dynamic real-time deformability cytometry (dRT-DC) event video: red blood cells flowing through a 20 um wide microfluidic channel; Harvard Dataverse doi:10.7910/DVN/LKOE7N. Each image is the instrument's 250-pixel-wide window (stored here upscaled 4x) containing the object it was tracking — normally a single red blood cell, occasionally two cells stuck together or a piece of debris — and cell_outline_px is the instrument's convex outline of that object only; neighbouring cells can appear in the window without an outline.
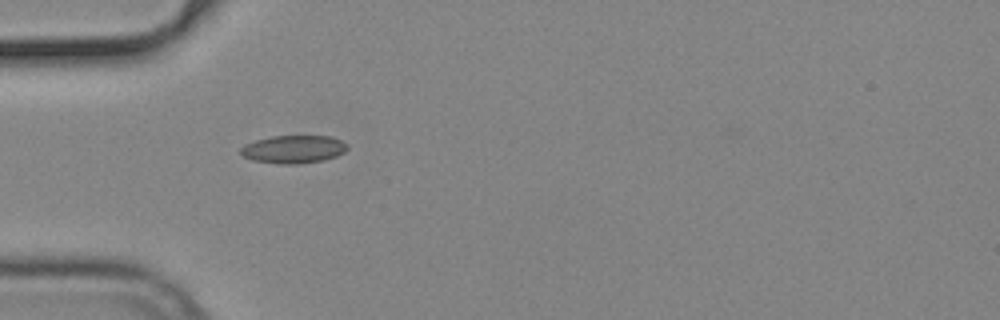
{"species": "common noctule bat (a hibernating species)", "species_latin": "Nyctalus noctula", "temperature_condition": "cold", "stored_images_in_passage": 39, "camera_frame_rate_fps": 3000, "um_per_image_px": 0.085, "animal": {"sex": "male", "body_mass_g": 19.2, "forearm_length_mm": 51.8}, "frame": {"image": 1, "passage_image": 1, "time_ms": 0.0, "image_size_px": [1000, 320], "cell_outline_px": [[348, 148], [344, 152], [336, 156], [324, 160], [296, 164], [276, 164], [252, 160], [244, 156], [240, 152], [240, 148], [244, 144], [256, 140], [272, 136], [332, 136], [348, 144]], "centroid_in_image_um": [24.95, 12.69], "position_along_channel_um": 60.1, "area_um2": 17.46}}
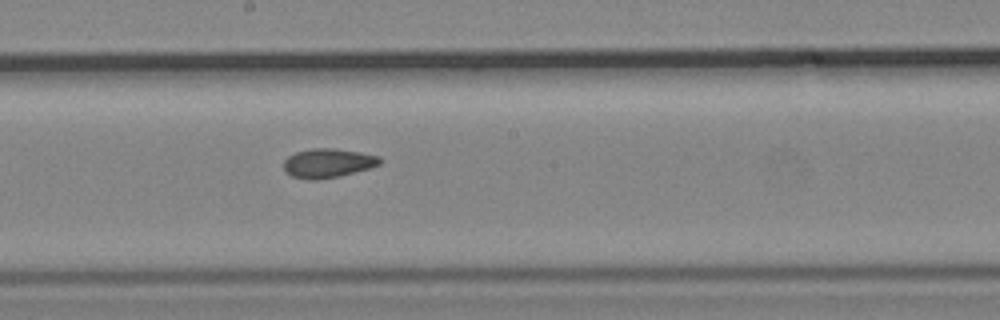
{"frame": {"image": 2, "passage_image": 14, "time_ms": 4.333, "image_size_px": [1000, 320], "cell_outline_px": [[384, 160], [380, 164], [368, 168], [340, 176], [316, 180], [312, 180], [292, 176], [284, 172], [284, 160], [288, 156], [296, 152], [312, 148], [332, 148], [360, 152], [380, 156]], "centroid_in_image_um": [27.87, 13.86], "position_along_channel_um": 220.3, "area_um2": 16.36}}
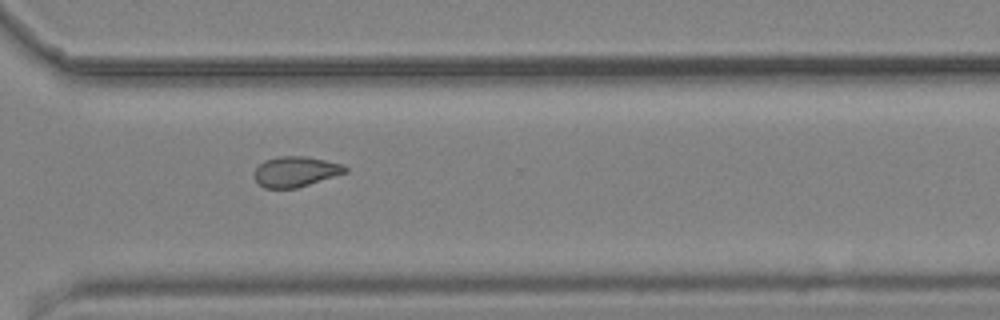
{"frame": {"image": 3, "passage_image": 24, "time_ms": 7.667, "image_size_px": [1000, 320], "cell_outline_px": [[348, 172], [296, 188], [264, 188], [256, 180], [256, 168], [264, 160], [280, 156], [304, 156], [344, 164], [348, 168]], "centroid_in_image_um": [25.16, 14.58], "position_along_channel_um": 345.4, "area_um2": 15.9}, "authors_computed_cell_mechanics": {"area_um2": 16.2996, "velocity_mm_per_s": 3.7607, "shape_relaxation_time_tau1_ms": null, "shape_relaxation_time_tau2_ms": 5.1053, "deformation_change_tau1": null, "deformation_change_tau2": 0.1008}}